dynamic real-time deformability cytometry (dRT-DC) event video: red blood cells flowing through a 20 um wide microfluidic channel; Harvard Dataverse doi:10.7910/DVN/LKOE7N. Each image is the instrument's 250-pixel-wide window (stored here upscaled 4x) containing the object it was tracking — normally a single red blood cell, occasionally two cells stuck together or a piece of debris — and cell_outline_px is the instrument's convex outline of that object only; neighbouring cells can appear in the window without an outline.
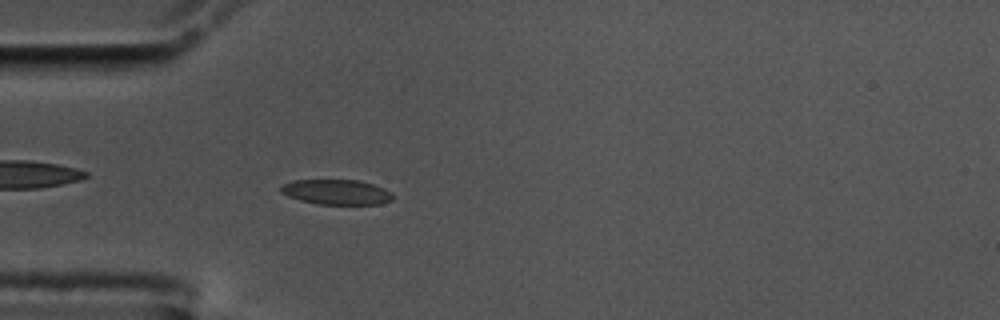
{"species": "common noctule bat (a hibernating species)", "species_latin": "Nyctalus noctula", "temperature_condition": "cold", "stored_images_in_passage": 56, "camera_frame_rate_fps": 3000, "um_per_image_px": 0.085, "animal": {"sex": "male", "body_mass_g": 17.5, "forearm_length_mm": 52.3}, "frame": {"image": 1, "passage_image": 16, "time_ms": 5.0, "image_size_px": [1000, 320], "cell_outline_px": [[392, 200], [380, 204], [320, 204], [300, 200], [288, 196], [280, 192], [280, 184], [292, 180], [360, 180], [384, 188], [392, 192]], "centroid_in_image_um": [28.58, 16.31], "position_along_channel_um": 56.4, "area_um2": 16.42}}
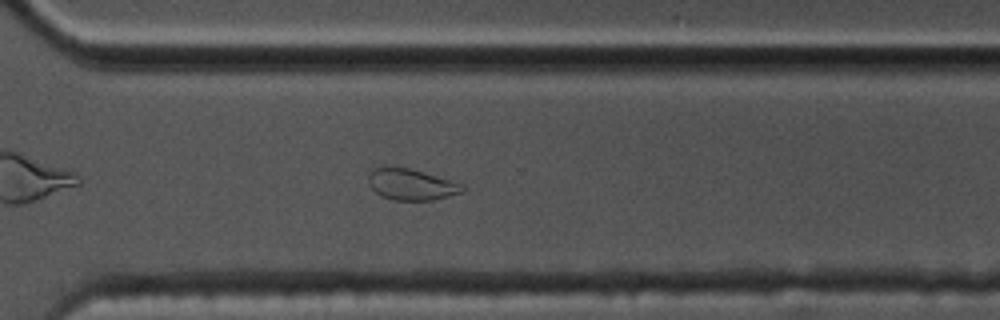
{"frame": {"image": 2, "passage_image": 40, "time_ms": 13.0, "image_size_px": [1000, 320], "cell_outline_px": [[468, 188], [464, 192], [432, 200], [392, 200], [380, 196], [368, 184], [368, 172], [372, 168], [384, 164], [408, 168], [424, 172], [464, 184]], "centroid_in_image_um": [34.92, 15.65], "position_along_channel_um": 335.7, "area_um2": 17.69}}
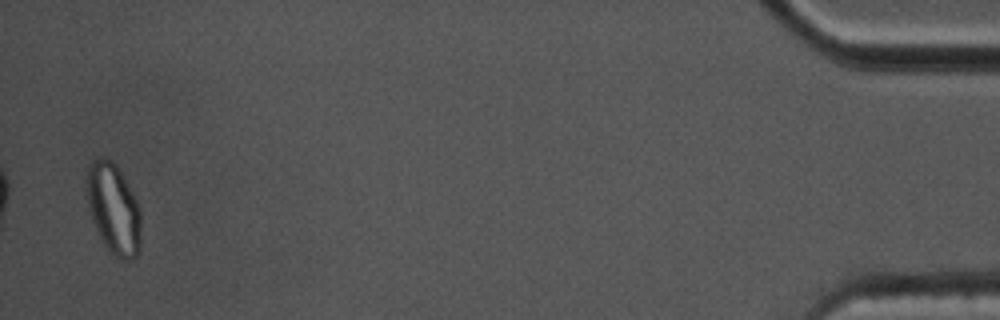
{"frame": {"image": 3, "passage_image": 55, "time_ms": 18.0, "image_size_px": [1000, 320], "cell_outline_px": [[140, 252], [132, 260], [120, 260], [108, 252], [100, 240], [92, 220], [88, 204], [88, 164], [92, 160], [100, 156], [104, 156], [112, 160], [116, 164], [136, 200], [140, 212]], "centroid_in_image_um": [9.65, 17.8], "position_along_channel_um": 425.5, "area_um2": 28.78}}